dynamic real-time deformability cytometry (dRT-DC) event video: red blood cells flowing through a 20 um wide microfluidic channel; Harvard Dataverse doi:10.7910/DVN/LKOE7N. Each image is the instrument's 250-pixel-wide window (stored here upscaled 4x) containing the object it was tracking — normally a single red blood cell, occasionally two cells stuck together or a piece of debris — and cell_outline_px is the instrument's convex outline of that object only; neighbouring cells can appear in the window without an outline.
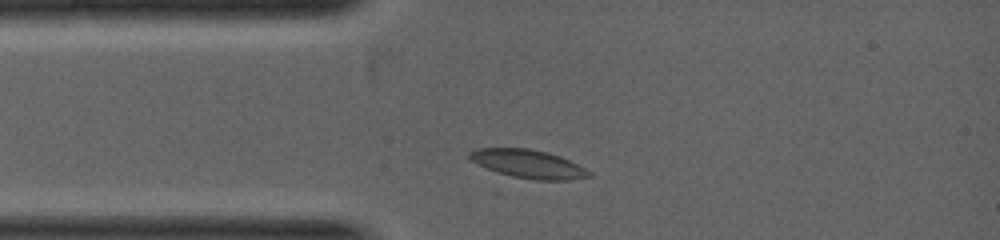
{"species": "common noctule bat (a hibernating species)", "species_latin": "Nyctalus noctula", "temperature_condition": "warm", "stored_images_in_passage": 1, "camera_frame_rate_fps": 5000, "um_per_image_px": 0.085, "animal": {"sex": "female", "body_mass_g": 19.0, "forearm_length_mm": 53.3}, "frame": {"image": 1, "passage_image": 1, "time_ms": 0.0, "image_size_px": [1000, 240], "cell_outline_px": [[592, 176], [568, 180], [536, 180], [512, 176], [496, 172], [476, 164], [468, 156], [468, 152], [476, 148], [528, 148], [560, 156], [584, 168]], "centroid_in_image_um": [44.84, 13.93], "position_along_channel_um": 40.2, "area_um2": 19.54}}